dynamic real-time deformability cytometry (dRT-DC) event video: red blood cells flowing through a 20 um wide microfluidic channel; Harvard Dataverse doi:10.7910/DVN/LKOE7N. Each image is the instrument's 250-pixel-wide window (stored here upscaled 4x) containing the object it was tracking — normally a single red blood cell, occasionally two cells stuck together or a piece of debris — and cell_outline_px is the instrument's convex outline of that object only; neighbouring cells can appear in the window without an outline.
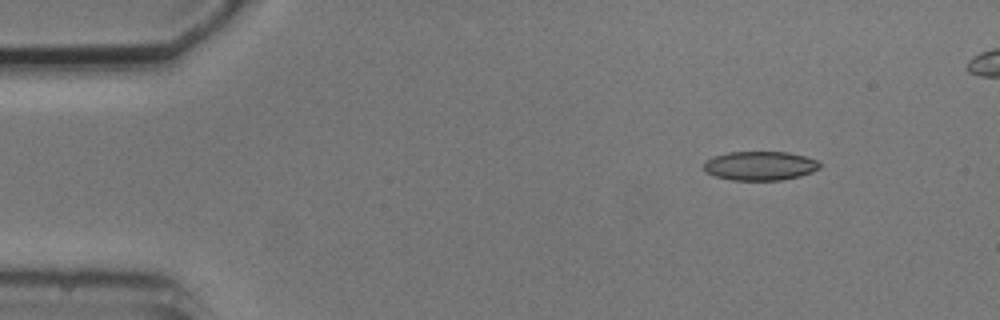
{"species": "common noctule bat (a hibernating species)", "species_latin": "Nyctalus noctula", "temperature_condition": "cold", "stored_images_in_passage": 6, "camera_frame_rate_fps": 3000, "um_per_image_px": 0.085, "animal": {"sex": "male", "body_mass_g": 20.5, "forearm_length_mm": 52.5}, "frame": {"image": 1, "passage_image": 2, "time_ms": 2.0, "image_size_px": [1000, 320], "cell_outline_px": [[820, 168], [812, 172], [800, 176], [780, 180], [732, 180], [712, 176], [704, 172], [704, 160], [712, 156], [728, 152], [788, 152], [804, 156], [816, 160], [820, 164]], "centroid_in_image_um": [64.54, 14.09], "position_along_channel_um": 20.5, "area_um2": 19.83}}
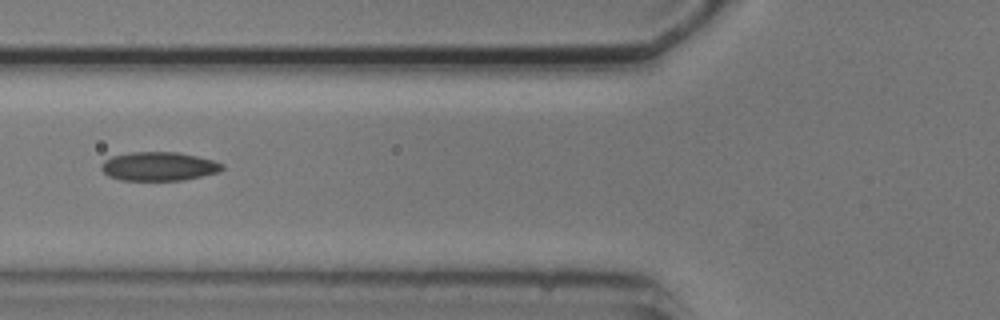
{"frame": {"image": 2, "passage_image": 6, "time_ms": 6.667, "image_size_px": [1000, 320], "cell_outline_px": [[224, 168], [220, 172], [184, 180], [120, 180], [108, 176], [100, 168], [104, 160], [112, 156], [132, 152], [176, 152], [196, 156], [212, 160], [224, 164]], "centroid_in_image_um": [13.5, 14.14], "position_along_channel_um": 112.3, "area_um2": 20.29}}